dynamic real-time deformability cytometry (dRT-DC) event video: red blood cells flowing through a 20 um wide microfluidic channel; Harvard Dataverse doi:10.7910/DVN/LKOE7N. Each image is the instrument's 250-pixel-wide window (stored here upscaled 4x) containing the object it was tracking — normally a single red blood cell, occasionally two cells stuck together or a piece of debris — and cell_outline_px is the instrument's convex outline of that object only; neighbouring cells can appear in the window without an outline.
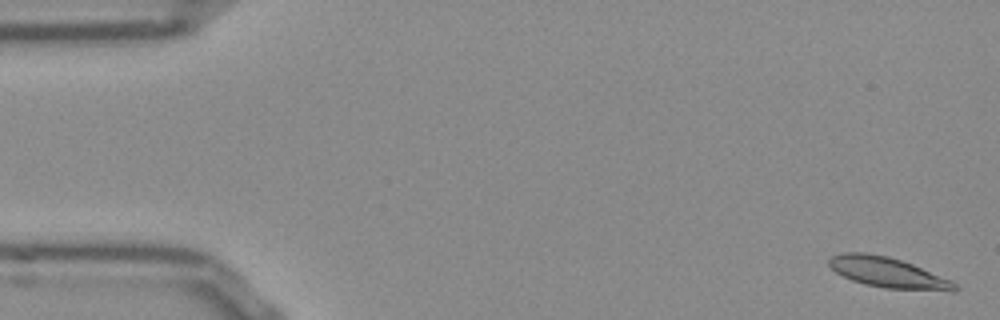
{"species": "Egyptian fruit bat (a non-hibernating species)", "species_latin": "Rousettus aegyptiacus", "temperature_condition": "room temperature", "stored_images_in_passage": 53, "camera_frame_rate_fps": 3000, "um_per_image_px": 0.085, "frame": {"image": 1, "passage_image": 1, "time_ms": 0.0, "image_size_px": [1000, 320], "cell_outline_px": [[960, 288], [956, 292], [952, 292], [884, 288], [864, 284], [852, 280], [836, 272], [828, 264], [828, 260], [832, 256], [840, 252], [864, 252], [888, 256], [912, 264], [952, 280]], "centroid_in_image_um": [75.52, 23.18], "position_along_channel_um": 9.5, "area_um2": 22.48}}
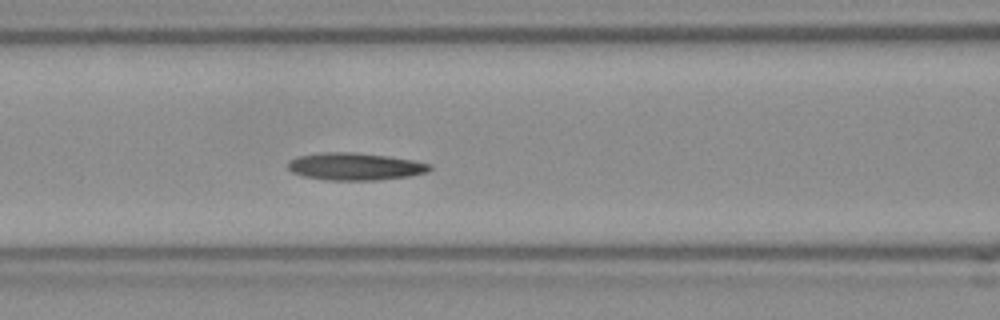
{"frame": {"image": 2, "passage_image": 21, "time_ms": 6.667, "image_size_px": [1000, 320], "cell_outline_px": [[432, 168], [428, 172], [408, 176], [376, 180], [324, 180], [304, 176], [292, 172], [288, 168], [288, 160], [296, 156], [320, 152], [356, 152], [388, 156], [412, 160], [432, 164]], "centroid_in_image_um": [30.15, 14.14], "position_along_channel_um": 136.4, "area_um2": 22.77}}
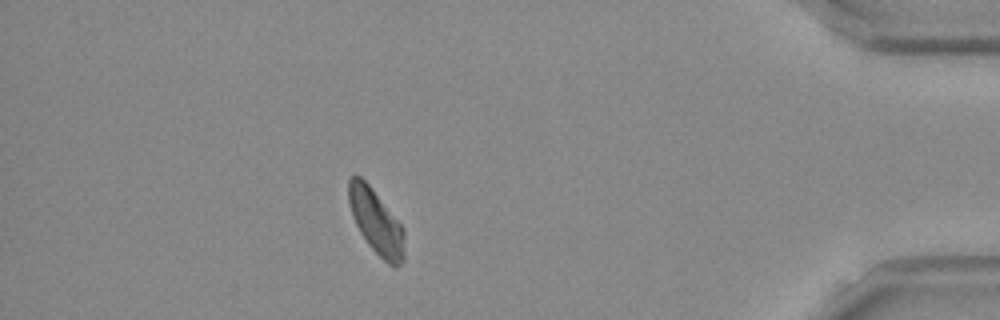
{"frame": {"image": 3, "passage_image": 46, "time_ms": 15.0, "image_size_px": [1000, 320], "cell_outline_px": [[404, 260], [396, 268], [392, 268], [368, 244], [360, 232], [352, 216], [348, 200], [348, 180], [356, 172], [368, 184], [400, 224], [404, 232]], "centroid_in_image_um": [31.95, 18.86], "position_along_channel_um": 403.2, "area_um2": 20.75}, "authors_computed_cell_mechanics": {"area_um2": 21.675, "velocity_mm_per_s": 3.796, "shape_relaxation_time_tau1_ms": 8.4617, "shape_relaxation_time_tau2_ms": null, "deformation_change_tau1": 0.1885, "deformation_change_tau2": null}}